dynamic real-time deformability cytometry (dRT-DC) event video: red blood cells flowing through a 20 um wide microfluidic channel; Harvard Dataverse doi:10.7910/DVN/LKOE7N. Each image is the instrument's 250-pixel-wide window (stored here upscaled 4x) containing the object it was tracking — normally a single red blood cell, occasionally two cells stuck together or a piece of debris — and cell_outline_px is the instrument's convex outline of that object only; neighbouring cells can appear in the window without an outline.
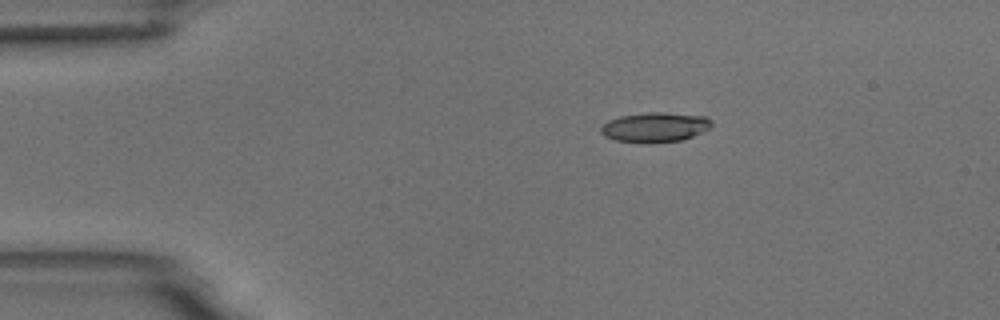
{"species": "common noctule bat (a hibernating species)", "species_latin": "Nyctalus noctula", "temperature_condition": "room temperature", "stored_images_in_passage": 2, "camera_frame_rate_fps": 3000, "um_per_image_px": 0.085, "animal": {"sex": "male", "body_mass_g": 18.8}, "frame": {"image": 1, "passage_image": 1, "time_ms": 0.0, "image_size_px": [1000, 320], "cell_outline_px": [[712, 124], [708, 128], [692, 136], [680, 140], [648, 144], [616, 140], [604, 136], [600, 132], [600, 128], [608, 120], [620, 116], [652, 112], [656, 112], [704, 116], [712, 120]], "centroid_in_image_um": [55.63, 10.82], "position_along_channel_um": 29.4, "area_um2": 19.02}}